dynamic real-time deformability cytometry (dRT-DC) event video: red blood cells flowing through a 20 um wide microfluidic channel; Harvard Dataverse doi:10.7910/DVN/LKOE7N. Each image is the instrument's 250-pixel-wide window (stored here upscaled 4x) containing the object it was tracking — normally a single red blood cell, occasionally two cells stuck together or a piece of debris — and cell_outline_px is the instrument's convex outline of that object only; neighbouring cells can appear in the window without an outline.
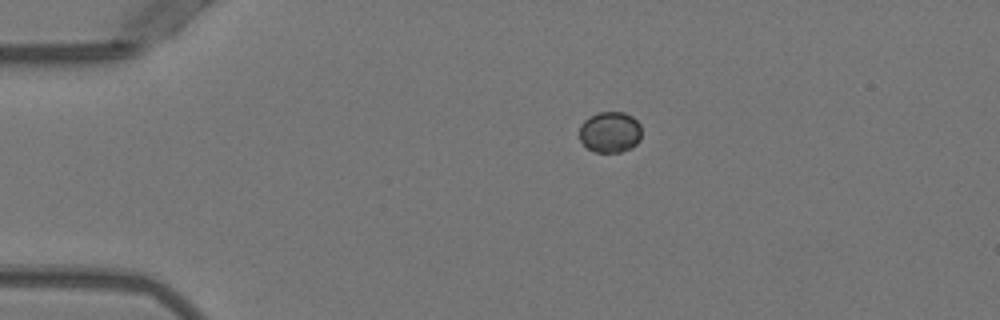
{"species": "Egyptian fruit bat (a non-hibernating species)", "species_latin": "Rousettus aegyptiacus", "temperature_condition": "warm", "stored_images_in_passage": 6, "camera_frame_rate_fps": 3000, "um_per_image_px": 0.085, "animal": {"sex": "female"}, "frame": {"image": 1, "passage_image": 1, "time_ms": 0.0, "image_size_px": [1000, 320], "cell_outline_px": [[640, 140], [632, 148], [620, 152], [596, 152], [588, 148], [580, 140], [580, 124], [584, 120], [600, 112], [624, 112], [632, 116], [640, 124]], "centroid_in_image_um": [51.86, 11.23], "position_along_channel_um": 33.1, "area_um2": 14.8}}